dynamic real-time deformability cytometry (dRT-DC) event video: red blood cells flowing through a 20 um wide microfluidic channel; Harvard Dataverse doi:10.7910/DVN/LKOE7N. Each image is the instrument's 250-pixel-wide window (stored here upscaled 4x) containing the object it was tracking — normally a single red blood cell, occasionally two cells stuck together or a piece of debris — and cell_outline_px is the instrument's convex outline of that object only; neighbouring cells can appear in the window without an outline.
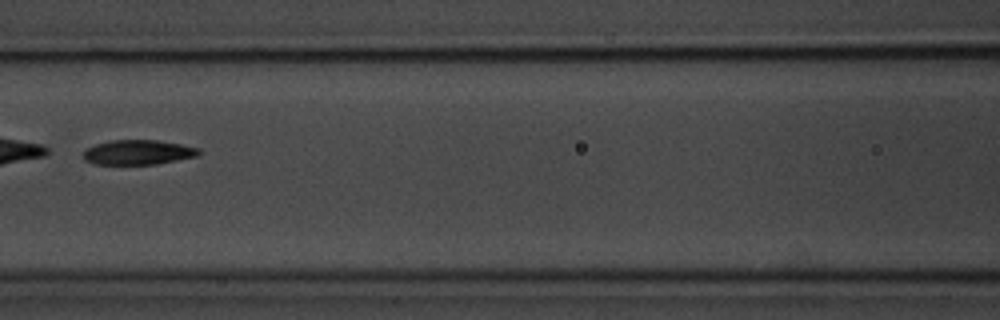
{"species": "common noctule bat (a hibernating species)", "species_latin": "Nyctalus noctula", "temperature_condition": "room temperature", "stored_images_in_passage": 9, "camera_frame_rate_fps": 3000, "um_per_image_px": 0.085, "animal": {"sex": "male", "body_mass_g": 20.1, "forearm_length_mm": 53.5}, "frame": {"image": 1, "passage_image": 6, "time_ms": 6.0, "image_size_px": [1000, 320], "cell_outline_px": [[200, 152], [196, 156], [156, 164], [92, 164], [84, 160], [84, 152], [88, 148], [96, 144], [112, 140], [156, 140], [180, 144], [200, 148]], "centroid_in_image_um": [11.73, 12.95], "position_along_channel_um": 154.9, "area_um2": 16.47}}
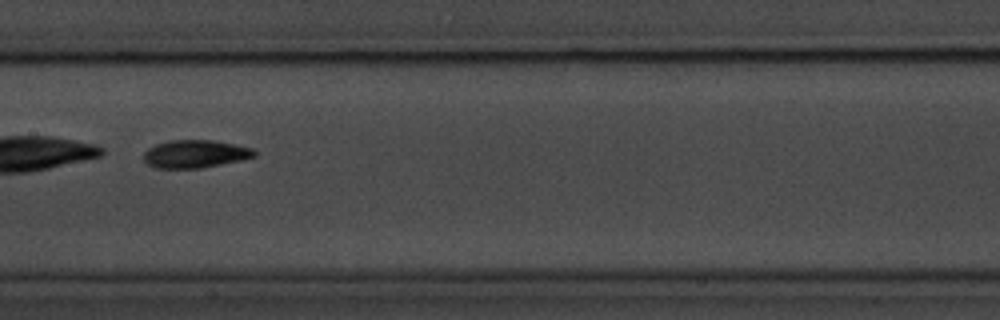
{"frame": {"image": 2, "passage_image": 7, "time_ms": 7.0, "image_size_px": [1000, 320], "cell_outline_px": [[256, 156], [240, 160], [200, 168], [156, 168], [148, 164], [144, 160], [144, 152], [148, 148], [156, 144], [168, 140], [212, 140], [252, 148], [256, 152]], "centroid_in_image_um": [16.56, 13.08], "position_along_channel_um": 190.8, "area_um2": 17.8}}